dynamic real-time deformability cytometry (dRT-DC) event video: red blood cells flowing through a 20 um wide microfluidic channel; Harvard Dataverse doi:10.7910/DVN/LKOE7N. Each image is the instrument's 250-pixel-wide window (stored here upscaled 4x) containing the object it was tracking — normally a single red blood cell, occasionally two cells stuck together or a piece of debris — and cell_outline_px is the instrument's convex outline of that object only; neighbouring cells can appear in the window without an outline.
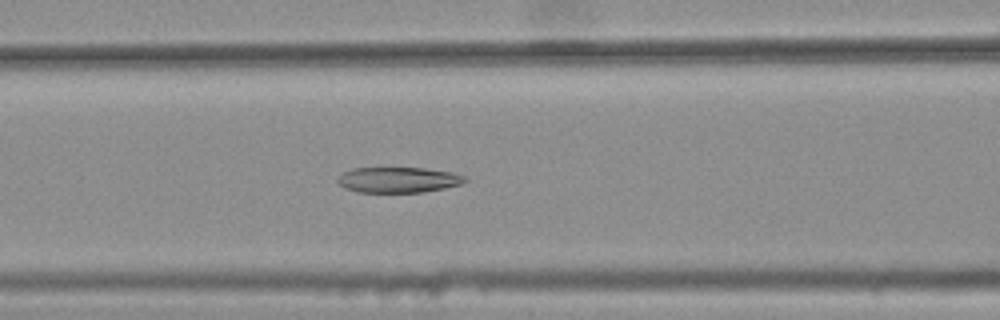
{"species": "common noctule bat (a hibernating species)", "species_latin": "Nyctalus noctula", "temperature_condition": "warm", "stored_images_in_passage": 33, "camera_frame_rate_fps": 3000, "um_per_image_px": 0.085, "animal": {"sex": "female", "body_mass_g": 25.1}, "frame": {"image": 1, "passage_image": 10, "time_ms": 3.0, "image_size_px": [1000, 320], "cell_outline_px": [[468, 180], [460, 184], [444, 188], [424, 192], [360, 192], [344, 188], [336, 180], [336, 176], [340, 172], [352, 168], [424, 168], [452, 172], [464, 176]], "centroid_in_image_um": [33.8, 15.28], "position_along_channel_um": 132.8, "area_um2": 19.07}}
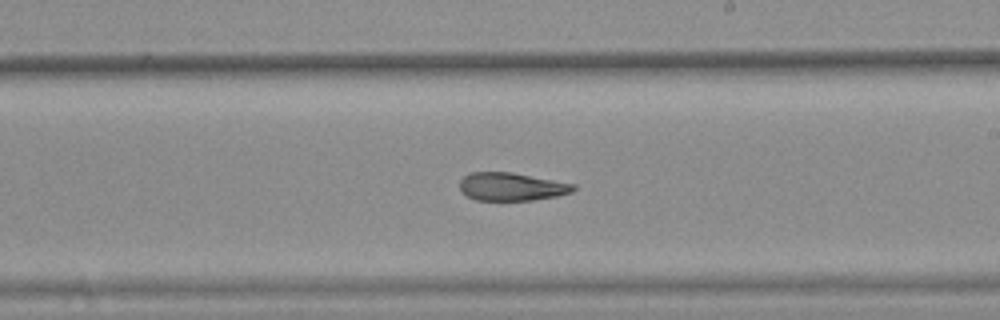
{"frame": {"image": 2, "passage_image": 19, "time_ms": 6.0, "image_size_px": [1000, 320], "cell_outline_px": [[576, 188], [572, 192], [556, 196], [532, 200], [476, 200], [468, 196], [460, 188], [460, 180], [468, 172], [512, 172], [576, 184]], "centroid_in_image_um": [43.49, 15.86], "position_along_channel_um": 245.5, "area_um2": 18.55}}
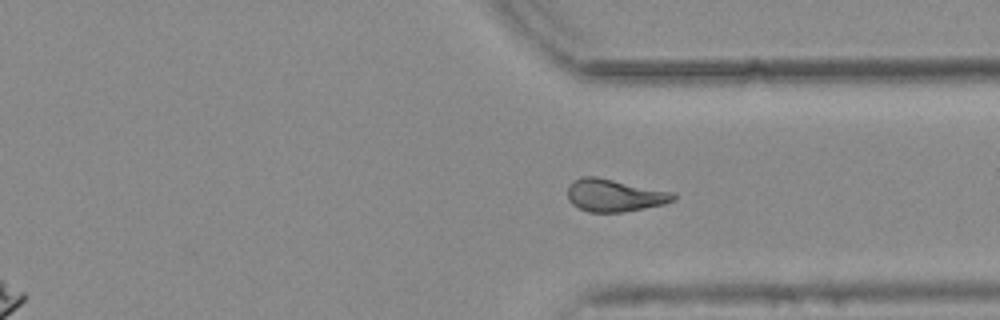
{"frame": {"image": 3, "passage_image": 28, "time_ms": 9.0, "image_size_px": [1000, 320], "cell_outline_px": [[676, 200], [664, 204], [624, 212], [588, 212], [572, 204], [568, 200], [568, 184], [572, 180], [580, 176], [596, 176], [676, 192]], "centroid_in_image_um": [52.24, 16.59], "position_along_channel_um": 359.2, "area_um2": 20.4}, "authors_computed_cell_mechanics": {"area_um2": 20.0566, "velocity_mm_per_s": 3.765, "shape_relaxation_time_tau1_ms": null, "shape_relaxation_time_tau2_ms": 4.8528, "deformation_change_tau1": null, "deformation_change_tau2": 0.1424}}